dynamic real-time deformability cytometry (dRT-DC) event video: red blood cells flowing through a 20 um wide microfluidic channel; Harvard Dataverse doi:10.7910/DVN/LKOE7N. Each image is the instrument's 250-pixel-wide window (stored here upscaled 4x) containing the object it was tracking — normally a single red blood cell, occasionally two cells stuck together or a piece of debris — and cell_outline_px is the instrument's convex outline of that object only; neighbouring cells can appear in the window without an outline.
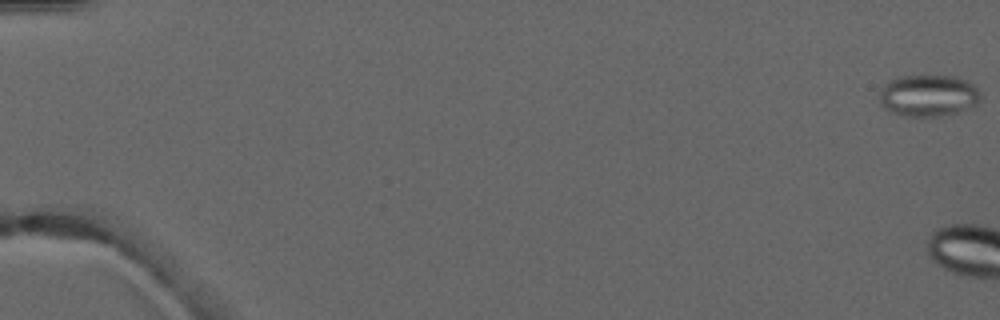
{"species": "common noctule bat (a hibernating species)", "species_latin": "Nyctalus noctula", "temperature_condition": "warm", "stored_images_in_passage": 7, "camera_frame_rate_fps": 3000, "um_per_image_px": 0.085, "animal": {"sex": "male", "forearm_length_mm": 52.5}, "frame": {"image": 1, "passage_image": 1, "time_ms": 0.0, "image_size_px": [1000, 320], "cell_outline_px": [[984, 96], [976, 104], [956, 112], [940, 116], [908, 116], [884, 108], [880, 104], [880, 92], [884, 84], [888, 80], [900, 76], [956, 76], [972, 84]], "centroid_in_image_um": [78.91, 8.11], "position_along_channel_um": 6.1, "area_um2": 24.39}}